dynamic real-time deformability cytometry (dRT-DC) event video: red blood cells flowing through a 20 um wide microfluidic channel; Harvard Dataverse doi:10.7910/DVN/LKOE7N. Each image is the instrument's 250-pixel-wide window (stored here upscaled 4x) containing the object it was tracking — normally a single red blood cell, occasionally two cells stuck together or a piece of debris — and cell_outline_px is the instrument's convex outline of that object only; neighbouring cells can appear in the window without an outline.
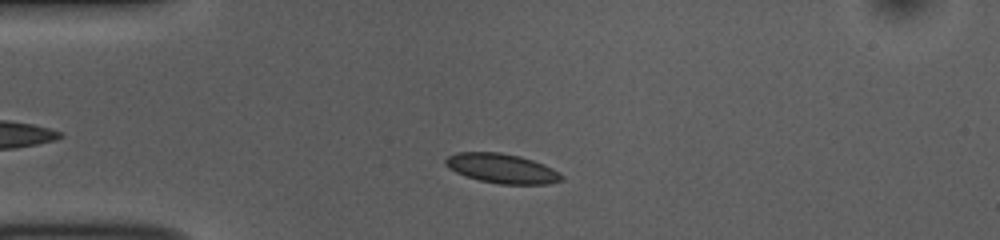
{"species": "common noctule bat (a hibernating species)", "species_latin": "Nyctalus noctula", "temperature_condition": "room temperature", "stored_images_in_passage": 34, "camera_frame_rate_fps": 3000, "um_per_image_px": 0.085, "animal": {"sex": "female", "body_mass_g": 10.0, "forearm_length_mm": 53.1}, "frame": {"image": 1, "passage_image": 6, "time_ms": 1.667, "image_size_px": [1000, 240], "cell_outline_px": [[564, 180], [548, 184], [500, 184], [480, 180], [456, 172], [448, 168], [444, 164], [444, 160], [448, 156], [456, 152], [500, 152], [520, 156], [544, 164], [552, 168], [564, 176]], "centroid_in_image_um": [42.67, 14.31], "position_along_channel_um": 42.3, "area_um2": 20.0}}
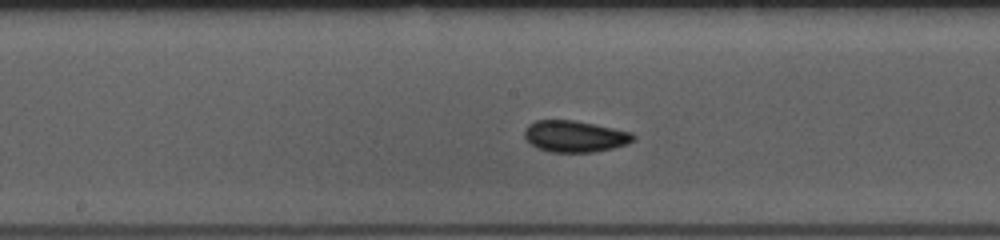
{"frame": {"image": 2, "passage_image": 20, "time_ms": 6.333, "image_size_px": [1000, 240], "cell_outline_px": [[636, 140], [628, 144], [596, 152], [548, 152], [532, 144], [524, 136], [524, 132], [528, 124], [536, 120], [576, 120], [632, 132], [636, 136]], "centroid_in_image_um": [48.91, 11.58], "position_along_channel_um": 199.3, "area_um2": 20.06}}
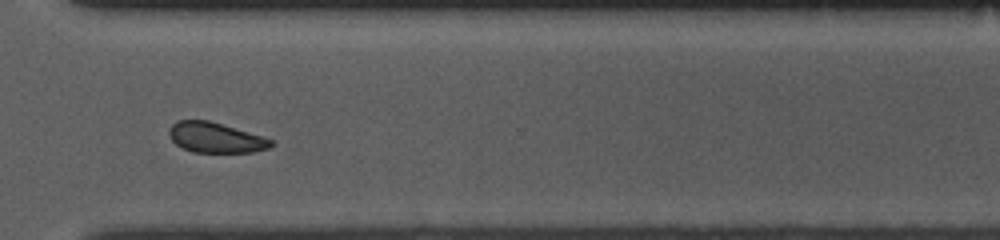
{"frame": {"image": 3, "passage_image": 32, "time_ms": 10.333, "image_size_px": [1000, 240], "cell_outline_px": [[272, 144], [268, 148], [252, 152], [192, 152], [176, 144], [172, 140], [168, 132], [172, 124], [176, 120], [208, 120], [264, 136], [272, 140]], "centroid_in_image_um": [18.31, 11.69], "position_along_channel_um": 352.3, "area_um2": 17.86}, "authors_computed_cell_mechanics": {"area_um2": 19.4786, "velocity_mm_per_s": 3.8242, "shape_relaxation_time_tau1_ms": 2.2561, "shape_relaxation_time_tau2_ms": 1.1511, "deformation_change_tau1": 0.0542, "deformation_change_tau2": 0.0427}}